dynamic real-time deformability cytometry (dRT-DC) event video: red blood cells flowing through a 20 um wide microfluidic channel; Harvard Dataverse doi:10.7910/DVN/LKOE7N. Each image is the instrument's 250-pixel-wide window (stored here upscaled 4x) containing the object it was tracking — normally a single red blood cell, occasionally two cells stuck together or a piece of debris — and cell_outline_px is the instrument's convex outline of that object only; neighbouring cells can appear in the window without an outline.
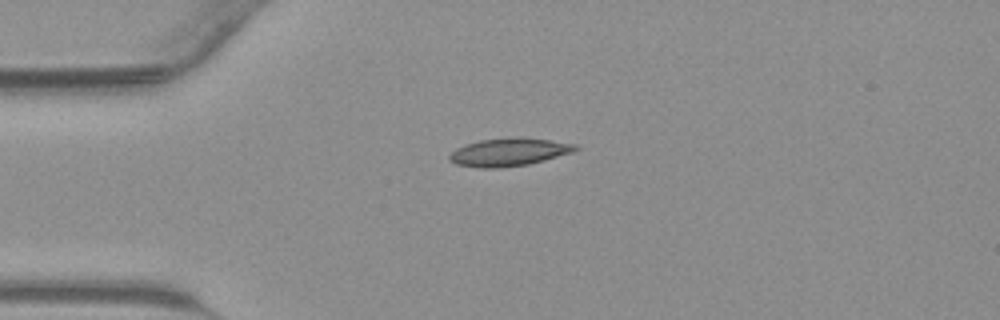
{"species": "common noctule bat (a hibernating species)", "species_latin": "Nyctalus noctula", "temperature_condition": "warm", "stored_images_in_passage": 34, "camera_frame_rate_fps": 3000, "um_per_image_px": 0.085, "animal": {"sex": "male", "body_mass_g": 23.1, "forearm_length_mm": 52.7}, "frame": {"image": 1, "passage_image": 1, "time_ms": 0.0, "image_size_px": [1000, 320], "cell_outline_px": [[580, 148], [572, 152], [544, 160], [528, 164], [500, 168], [480, 168], [456, 164], [448, 160], [448, 156], [456, 148], [464, 144], [480, 140], [548, 140], [576, 144]], "centroid_in_image_um": [43.2, 12.98], "position_along_channel_um": 41.8, "area_um2": 19.59}}
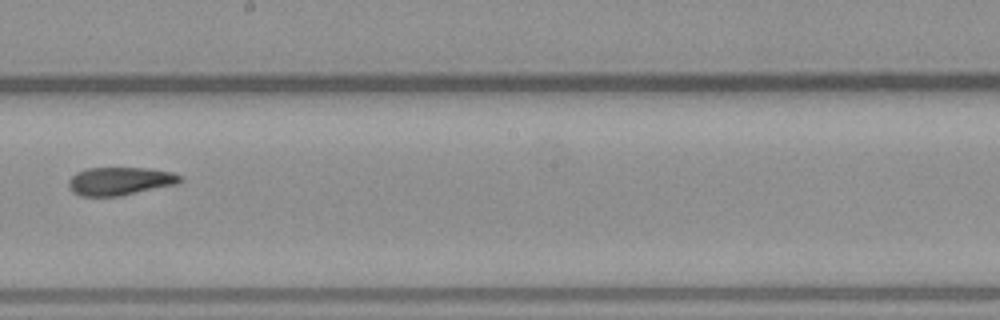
{"frame": {"image": 2, "passage_image": 15, "time_ms": 4.667, "image_size_px": [1000, 320], "cell_outline_px": [[184, 180], [180, 184], [120, 196], [80, 196], [72, 192], [68, 184], [68, 180], [76, 172], [88, 168], [148, 168], [172, 172], [184, 176]], "centroid_in_image_um": [10.26, 15.4], "position_along_channel_um": 237.9, "area_um2": 18.61}}
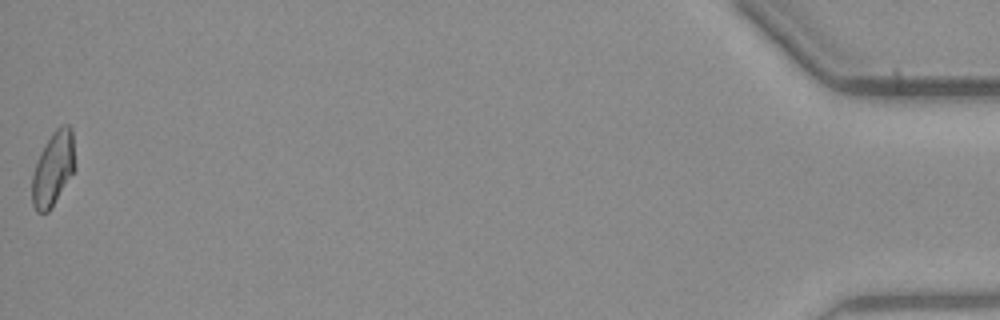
{"frame": {"image": 3, "passage_image": 34, "time_ms": 11.0, "image_size_px": [1000, 320], "cell_outline_px": [[76, 168], [52, 208], [48, 212], [36, 212], [32, 204], [32, 176], [40, 152], [44, 144], [52, 132], [60, 124], [68, 124], [72, 128]], "centroid_in_image_um": [4.54, 14.32], "position_along_channel_um": 430.7, "area_um2": 18.84}}